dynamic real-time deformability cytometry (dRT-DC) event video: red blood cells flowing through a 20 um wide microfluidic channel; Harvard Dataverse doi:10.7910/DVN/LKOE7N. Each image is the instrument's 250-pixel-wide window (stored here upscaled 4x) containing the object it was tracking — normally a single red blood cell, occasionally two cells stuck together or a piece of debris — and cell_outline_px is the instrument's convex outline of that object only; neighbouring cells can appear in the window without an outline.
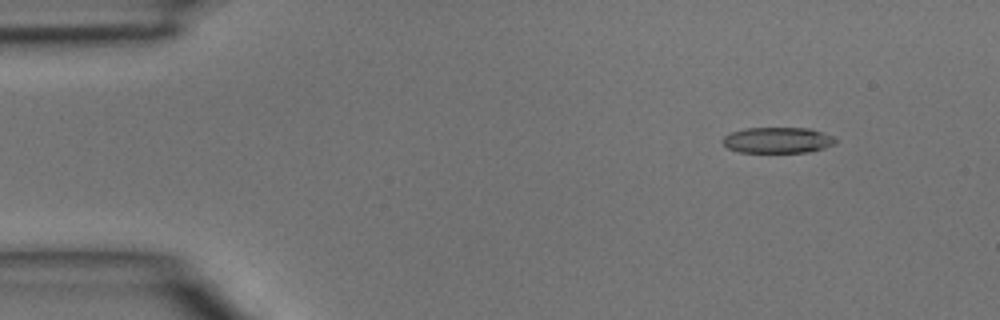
{"species": "common noctule bat (a hibernating species)", "species_latin": "Nyctalus noctula", "temperature_condition": "room temperature", "stored_images_in_passage": 8, "camera_frame_rate_fps": 3000, "um_per_image_px": 0.085, "animal": {"sex": "male", "body_mass_g": 15.6}, "frame": {"image": 1, "passage_image": 1, "time_ms": 0.0, "image_size_px": [1000, 320], "cell_outline_px": [[836, 140], [832, 144], [824, 148], [808, 152], [740, 152], [728, 148], [720, 140], [724, 136], [732, 132], [744, 128], [812, 128], [832, 136]], "centroid_in_image_um": [66.07, 11.91], "position_along_channel_um": 18.9, "area_um2": 16.94}}